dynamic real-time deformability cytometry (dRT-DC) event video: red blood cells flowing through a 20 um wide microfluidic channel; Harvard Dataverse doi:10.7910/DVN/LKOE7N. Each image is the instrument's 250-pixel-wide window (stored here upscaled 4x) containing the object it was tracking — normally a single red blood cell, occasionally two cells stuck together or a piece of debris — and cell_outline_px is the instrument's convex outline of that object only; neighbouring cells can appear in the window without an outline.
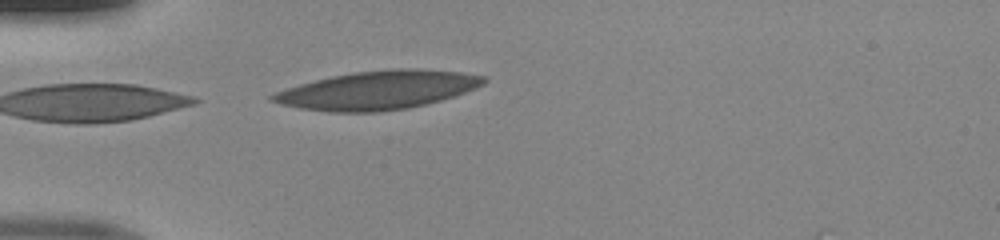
{"species": "human", "species_latin": "Homo sapiens", "temperature_condition": "room temperature", "stored_images_in_passage": 3, "camera_frame_rate_fps": 3000, "um_per_image_px": 0.085, "donor": {"sex": "male"}, "frame": {"image": 1, "passage_image": 3, "time_ms": 0.667, "image_size_px": [1000, 240], "cell_outline_px": [[488, 80], [484, 84], [476, 88], [440, 100], [408, 108], [380, 112], [328, 112], [300, 108], [280, 104], [272, 100], [268, 96], [276, 92], [300, 84], [332, 76], [356, 72], [392, 68], [408, 68], [460, 72], [484, 76]], "centroid_in_image_um": [32.12, 7.67], "position_along_channel_um": 52.9, "area_um2": 46.99}}